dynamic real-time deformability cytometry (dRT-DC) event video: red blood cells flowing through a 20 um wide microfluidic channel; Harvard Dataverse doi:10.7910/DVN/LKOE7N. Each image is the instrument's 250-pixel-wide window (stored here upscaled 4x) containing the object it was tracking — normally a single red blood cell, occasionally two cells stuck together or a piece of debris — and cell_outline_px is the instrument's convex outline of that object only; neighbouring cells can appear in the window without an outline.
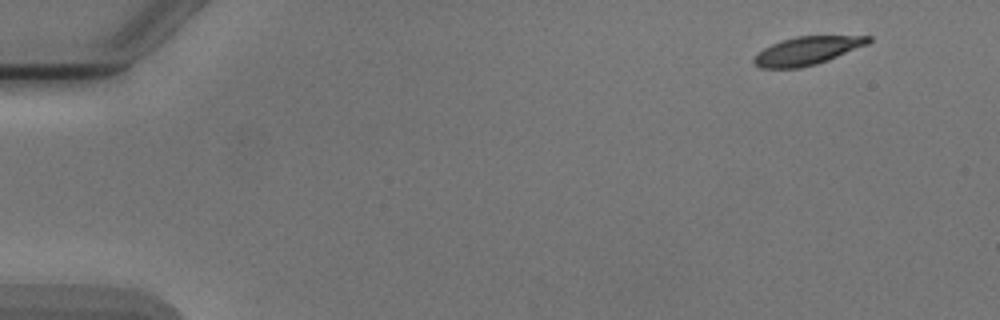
{"species": "Egyptian fruit bat (a non-hibernating species)", "species_latin": "Rousettus aegyptiacus", "temperature_condition": "cold", "stored_images_in_passage": 8, "camera_frame_rate_fps": 3000, "um_per_image_px": 0.085, "animal": {"sex": "male"}, "frame": {"image": 1, "passage_image": 1, "time_ms": 0.0, "image_size_px": [1000, 320], "cell_outline_px": [[872, 40], [868, 44], [828, 60], [816, 64], [800, 68], [760, 68], [752, 60], [764, 48], [772, 44], [796, 36], [872, 36]], "centroid_in_image_um": [68.63, 4.31], "position_along_channel_um": 16.4, "area_um2": 18.55}}
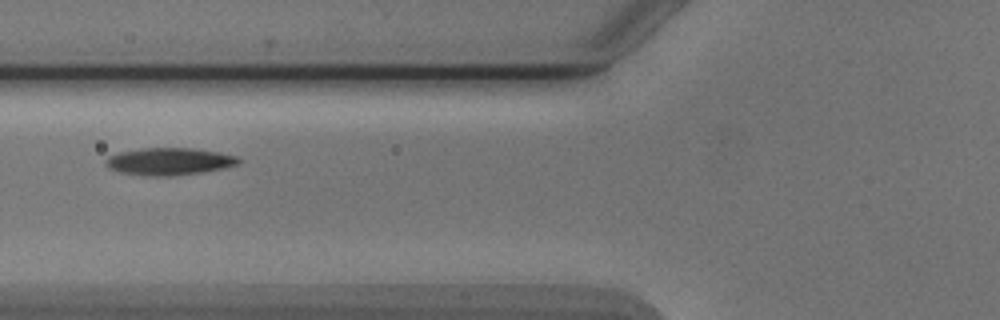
{"frame": {"image": 2, "passage_image": 5, "time_ms": 5.667, "image_size_px": [1000, 320], "cell_outline_px": [[240, 160], [236, 164], [224, 168], [204, 172], [172, 176], [156, 176], [120, 172], [108, 168], [104, 160], [108, 156], [120, 152], [140, 148], [192, 148], [220, 152], [236, 156]], "centroid_in_image_um": [14.37, 13.71], "position_along_channel_um": 111.4, "area_um2": 21.04}}
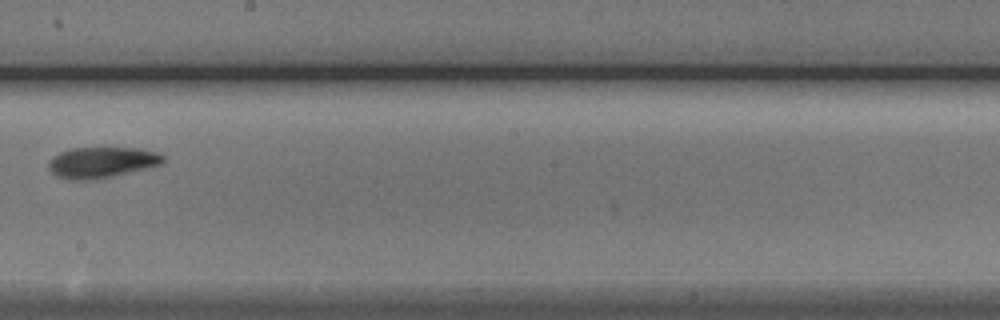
{"frame": {"image": 3, "passage_image": 8, "time_ms": 9.0, "image_size_px": [1000, 320], "cell_outline_px": [[164, 164], [96, 180], [72, 180], [56, 176], [48, 168], [48, 164], [52, 156], [60, 152], [72, 148], [140, 148], [156, 152], [164, 156]], "centroid_in_image_um": [8.65, 13.81], "position_along_channel_um": 239.6, "area_um2": 20.75}}